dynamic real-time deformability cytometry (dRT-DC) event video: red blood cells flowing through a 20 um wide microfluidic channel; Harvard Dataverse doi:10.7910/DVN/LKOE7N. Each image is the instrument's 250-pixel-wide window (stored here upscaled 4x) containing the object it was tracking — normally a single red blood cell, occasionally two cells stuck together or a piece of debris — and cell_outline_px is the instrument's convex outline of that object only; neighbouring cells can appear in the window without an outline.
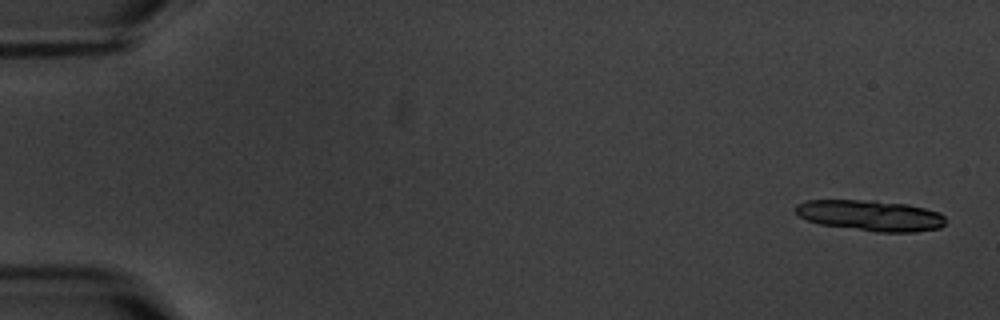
{"species": "common noctule bat (a hibernating species)", "species_latin": "Nyctalus noctula", "temperature_condition": "warm", "stored_images_in_passage": 6, "camera_frame_rate_fps": 3000, "um_per_image_px": 0.085, "animal": {"sex": "male", "body_mass_g": 20.1, "forearm_length_mm": 53.5}, "frame": {"image": 1, "passage_image": 1, "time_ms": 0.0, "image_size_px": [1000, 320], "cell_outline_px": [[944, 224], [940, 228], [916, 232], [876, 232], [820, 224], [808, 220], [800, 216], [792, 208], [796, 204], [808, 200], [876, 200], [908, 204], [940, 212], [944, 216]], "centroid_in_image_um": [73.99, 18.31], "position_along_channel_um": 11.0, "area_um2": 27.11}}
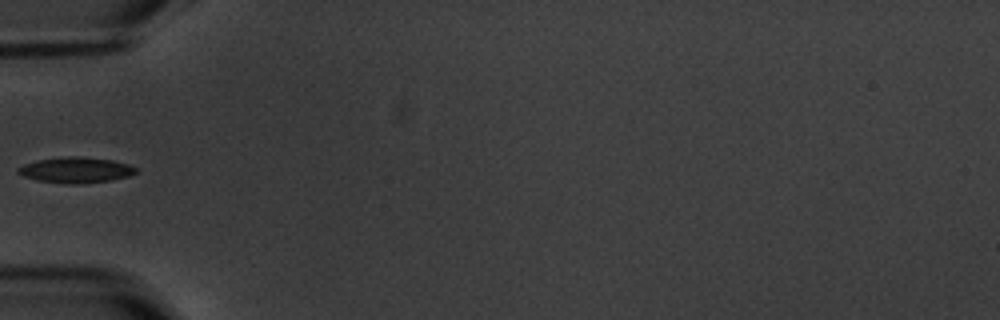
{"frame": {"image": 2, "passage_image": 6, "time_ms": 6.333, "image_size_px": [1000, 320], "cell_outline_px": [[136, 172], [128, 176], [112, 180], [76, 184], [68, 184], [36, 180], [24, 176], [16, 172], [16, 168], [24, 164], [36, 160], [68, 156], [80, 156], [112, 160], [128, 164], [136, 168]], "centroid_in_image_um": [6.41, 14.45], "position_along_channel_um": 78.6, "area_um2": 17.63}}